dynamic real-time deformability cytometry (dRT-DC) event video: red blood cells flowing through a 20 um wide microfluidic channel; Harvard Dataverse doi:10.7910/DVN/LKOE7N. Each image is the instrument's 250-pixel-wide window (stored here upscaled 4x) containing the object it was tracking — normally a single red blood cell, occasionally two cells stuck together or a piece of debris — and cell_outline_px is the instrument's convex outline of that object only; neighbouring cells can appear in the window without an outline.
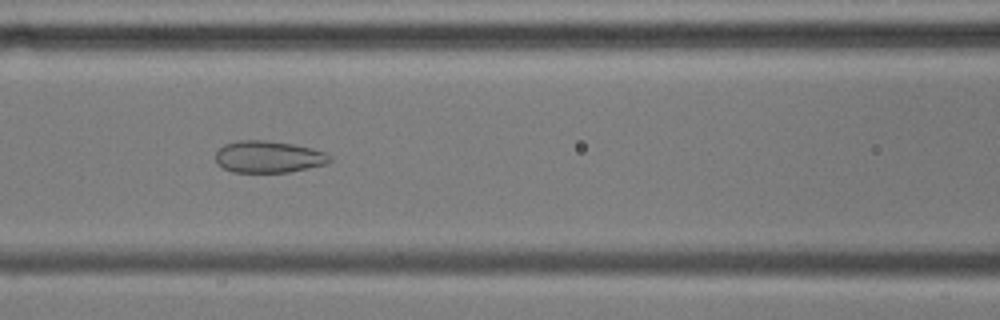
{"species": "common noctule bat (a hibernating species)", "species_latin": "Nyctalus noctula", "temperature_condition": "cold", "stored_images_in_passage": 54, "camera_frame_rate_fps": 3000, "um_per_image_px": 0.085, "animal": {"sex": "male", "body_mass_g": 17.9, "forearm_length_mm": 54.2}, "frame": {"image": 1, "passage_image": 22, "time_ms": 7.0, "image_size_px": [1000, 320], "cell_outline_px": [[332, 160], [328, 164], [288, 172], [232, 172], [216, 164], [216, 152], [224, 144], [236, 140], [264, 140], [292, 144], [312, 148], [324, 152], [332, 156]], "centroid_in_image_um": [22.82, 13.33], "position_along_channel_um": 143.8, "area_um2": 21.33}}
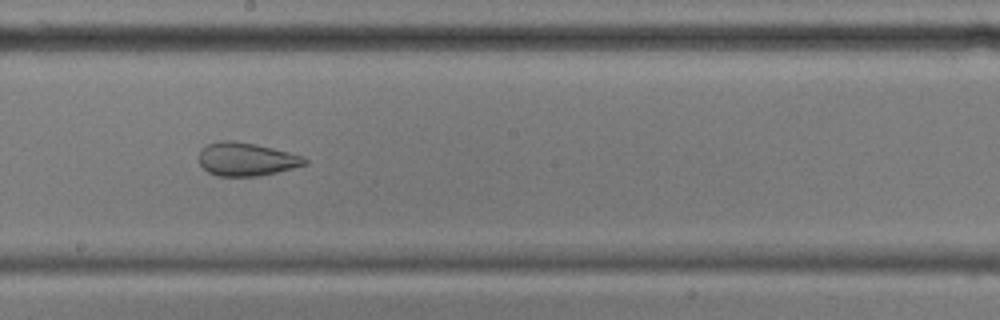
{"frame": {"image": 2, "passage_image": 29, "time_ms": 9.333, "image_size_px": [1000, 320], "cell_outline_px": [[308, 164], [276, 172], [256, 176], [216, 176], [208, 172], [200, 164], [200, 148], [208, 144], [220, 140], [232, 140], [256, 144], [304, 156], [308, 160]], "centroid_in_image_um": [20.93, 13.53], "position_along_channel_um": 227.3, "area_um2": 20.52}}
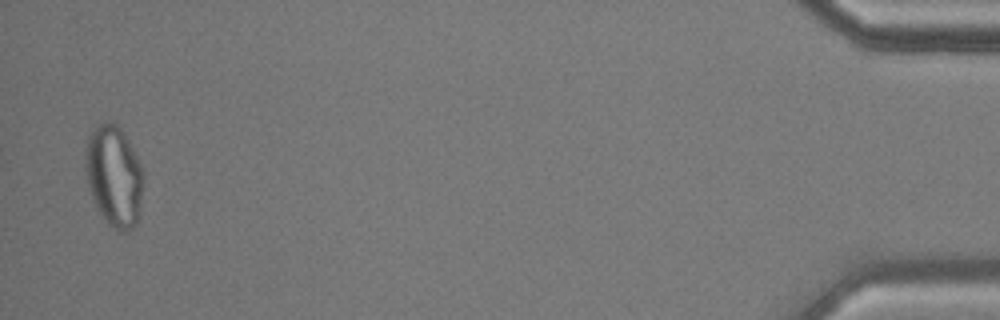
{"frame": {"image": 3, "passage_image": 53, "time_ms": 17.333, "image_size_px": [1000, 320], "cell_outline_px": [[144, 176], [140, 204], [136, 224], [132, 228], [124, 232], [120, 232], [112, 228], [104, 220], [92, 196], [88, 184], [84, 168], [84, 148], [88, 136], [96, 124], [104, 120], [108, 120], [116, 124], [124, 132], [144, 172]], "centroid_in_image_um": [9.66, 14.91], "position_along_channel_um": 425.5, "area_um2": 34.51}, "authors_computed_cell_mechanics": {"area_um2": 29.5936, "velocity_mm_per_s": 3.5852, "shape_relaxation_time_tau1_ms": null, "shape_relaxation_time_tau2_ms": 1.3363, "deformation_change_tau1": null, "deformation_change_tau2": 0.0851}}